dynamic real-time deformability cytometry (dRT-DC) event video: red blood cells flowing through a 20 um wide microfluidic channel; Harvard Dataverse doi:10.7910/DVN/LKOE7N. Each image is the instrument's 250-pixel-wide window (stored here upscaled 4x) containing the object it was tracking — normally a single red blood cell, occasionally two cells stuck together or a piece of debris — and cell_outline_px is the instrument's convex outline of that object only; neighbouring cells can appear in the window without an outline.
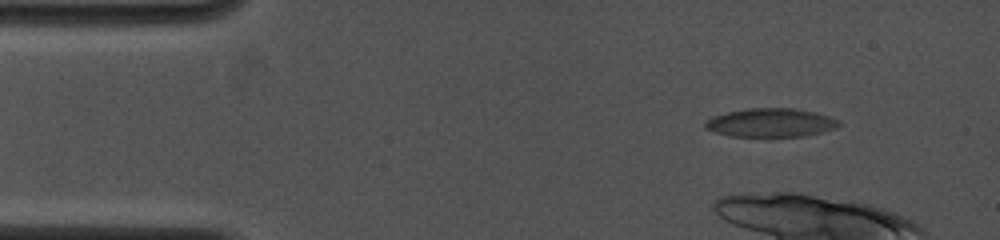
{"species": "common noctule bat (a hibernating species)", "species_latin": "Nyctalus noctula", "temperature_condition": "cold", "stored_images_in_passage": 14, "camera_frame_rate_fps": 4000, "um_per_image_px": 0.085, "animal": {"sex": "female", "body_mass_g": 19.0, "forearm_length_mm": 53.3}, "frame": {"image": 1, "passage_image": 6, "time_ms": 1.25, "image_size_px": [1000, 240], "cell_outline_px": [[840, 124], [836, 128], [804, 136], [768, 140], [728, 136], [704, 128], [704, 124], [712, 116], [744, 108], [792, 108], [816, 112], [840, 120]], "centroid_in_image_um": [65.49, 10.48], "position_along_channel_um": 19.5, "area_um2": 23.35}}